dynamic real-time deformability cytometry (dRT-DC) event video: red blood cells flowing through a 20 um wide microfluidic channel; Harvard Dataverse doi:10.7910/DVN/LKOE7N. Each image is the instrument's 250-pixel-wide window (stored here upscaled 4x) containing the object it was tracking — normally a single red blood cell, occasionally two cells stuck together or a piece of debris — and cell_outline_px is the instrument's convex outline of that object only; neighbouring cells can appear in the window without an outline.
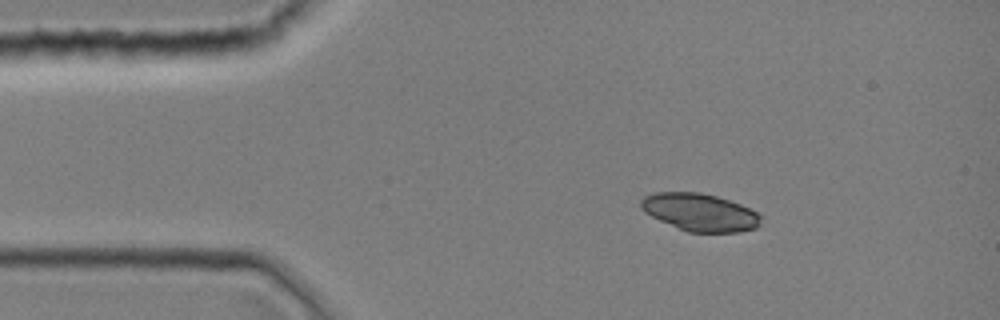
{"species": "common noctule bat (a hibernating species)", "species_latin": "Nyctalus noctula", "temperature_condition": "room temperature", "stored_images_in_passage": 6, "camera_frame_rate_fps": 3000, "um_per_image_px": 0.085, "animal": {"sex": "female", "body_mass_g": 19.0, "forearm_length_mm": 51.5}, "frame": {"image": 1, "passage_image": 1, "time_ms": 0.0, "image_size_px": [1000, 320], "cell_outline_px": [[760, 216], [756, 228], [740, 232], [688, 232], [660, 220], [644, 212], [640, 208], [640, 200], [644, 196], [656, 192], [700, 192], [716, 196], [740, 204], [756, 212]], "centroid_in_image_um": [59.45, 18.03], "position_along_channel_um": 25.6, "area_um2": 26.01}}
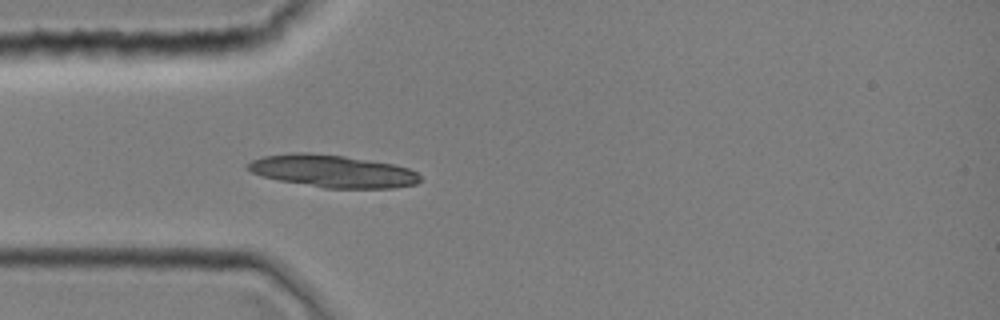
{"frame": {"image": 2, "passage_image": 6, "time_ms": 1.667, "image_size_px": [1000, 320], "cell_outline_px": [[420, 180], [416, 184], [392, 188], [324, 188], [280, 180], [264, 176], [252, 172], [244, 168], [252, 160], [264, 156], [292, 152], [308, 152], [344, 156], [392, 164], [408, 168], [416, 172], [420, 176]], "centroid_in_image_um": [28.26, 14.54], "position_along_channel_um": 56.7, "area_um2": 32.37}}